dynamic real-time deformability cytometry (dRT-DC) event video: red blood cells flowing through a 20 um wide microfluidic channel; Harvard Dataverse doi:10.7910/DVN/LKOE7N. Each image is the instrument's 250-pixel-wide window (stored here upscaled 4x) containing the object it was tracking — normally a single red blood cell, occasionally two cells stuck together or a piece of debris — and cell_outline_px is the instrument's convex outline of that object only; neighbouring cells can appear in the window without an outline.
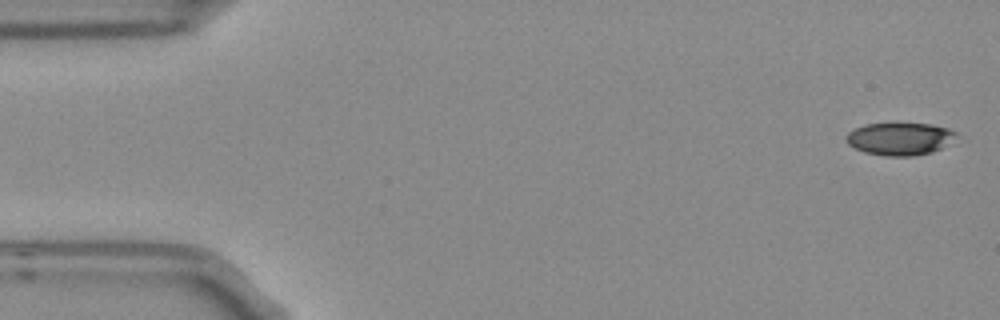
{"species": "Egyptian fruit bat (a non-hibernating species)", "species_latin": "Rousettus aegyptiacus", "temperature_condition": "room temperature", "stored_images_in_passage": 4, "camera_frame_rate_fps": 3000, "um_per_image_px": 0.085, "frame": {"image": 1, "passage_image": 1, "time_ms": 0.0, "image_size_px": [1000, 320], "cell_outline_px": [[956, 132], [940, 148], [932, 152], [912, 156], [884, 156], [864, 152], [848, 144], [844, 140], [844, 136], [848, 132], [864, 124], [896, 120], [932, 124], [948, 128]], "centroid_in_image_um": [76.37, 11.74], "position_along_channel_um": 8.6, "area_um2": 21.44}}
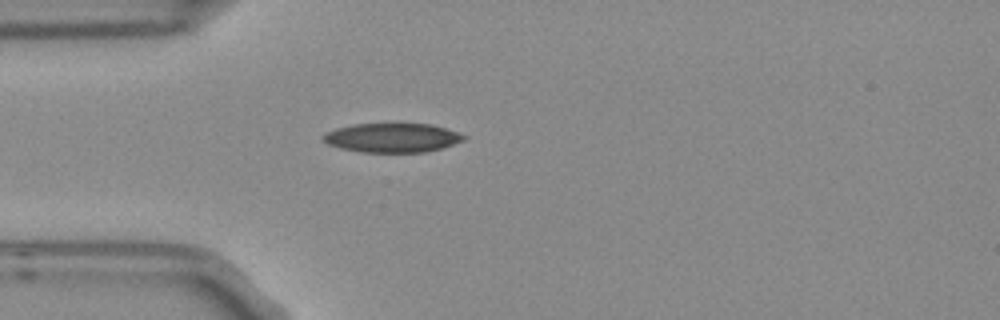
{"frame": {"image": 2, "passage_image": 4, "time_ms": 1.0, "image_size_px": [1000, 320], "cell_outline_px": [[468, 136], [464, 140], [440, 148], [424, 152], [360, 152], [340, 148], [328, 144], [324, 140], [324, 136], [328, 132], [336, 128], [352, 124], [432, 124]], "centroid_in_image_um": [33.34, 11.71], "position_along_channel_um": 51.7, "area_um2": 23.58}}